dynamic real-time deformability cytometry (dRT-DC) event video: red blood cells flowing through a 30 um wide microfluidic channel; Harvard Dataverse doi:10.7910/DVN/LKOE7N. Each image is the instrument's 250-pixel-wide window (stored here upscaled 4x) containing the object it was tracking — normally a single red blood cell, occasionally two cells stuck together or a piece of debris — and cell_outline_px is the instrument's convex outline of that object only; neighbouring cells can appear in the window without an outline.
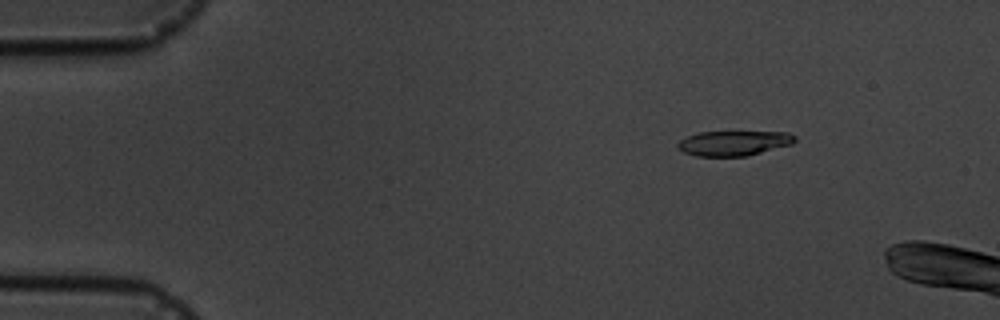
{"species": "common noctule bat (a hibernating species)", "species_latin": "Nyctalus noctula", "temperature_condition": "cold", "stored_images_in_passage": 4, "camera_frame_rate_fps": 3000, "um_per_image_px": 0.085, "animal": {"sex": "male", "body_mass_g": 19.5, "forearm_length_mm": 54.6}, "frame": {"image": 1, "passage_image": 3, "time_ms": 2.0, "image_size_px": [1000, 320], "cell_outline_px": [[796, 140], [792, 144], [748, 156], [696, 156], [684, 152], [676, 148], [676, 144], [680, 140], [688, 136], [700, 132], [788, 132], [796, 136]], "centroid_in_image_um": [62.37, 12.17], "position_along_channel_um": 22.6, "area_um2": 17.05}}